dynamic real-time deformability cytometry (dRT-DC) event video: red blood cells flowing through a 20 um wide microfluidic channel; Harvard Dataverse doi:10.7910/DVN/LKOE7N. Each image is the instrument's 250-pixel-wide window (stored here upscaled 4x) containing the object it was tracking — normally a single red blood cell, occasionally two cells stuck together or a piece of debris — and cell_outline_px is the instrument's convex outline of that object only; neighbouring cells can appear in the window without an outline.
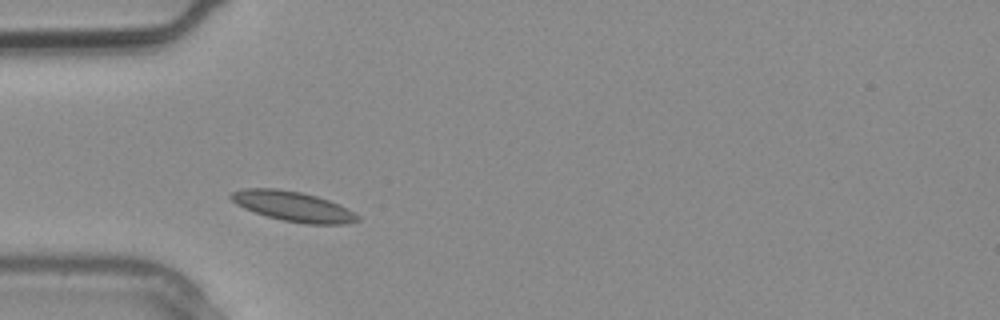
{"species": "common noctule bat (a hibernating species)", "species_latin": "Nyctalus noctula", "temperature_condition": "warm", "stored_images_in_passage": 2, "camera_frame_rate_fps": 3000, "um_per_image_px": 0.085, "animal": {"sex": "male", "body_mass_g": 20.4}, "frame": {"image": 1, "passage_image": 2, "time_ms": 0.333, "image_size_px": [1000, 320], "cell_outline_px": [[360, 220], [348, 224], [304, 224], [284, 220], [268, 216], [244, 208], [236, 204], [228, 196], [232, 192], [244, 188], [276, 188], [300, 192], [316, 196], [328, 200], [348, 208], [360, 216]], "centroid_in_image_um": [24.93, 17.54], "position_along_channel_um": 60.1, "area_um2": 22.02}}